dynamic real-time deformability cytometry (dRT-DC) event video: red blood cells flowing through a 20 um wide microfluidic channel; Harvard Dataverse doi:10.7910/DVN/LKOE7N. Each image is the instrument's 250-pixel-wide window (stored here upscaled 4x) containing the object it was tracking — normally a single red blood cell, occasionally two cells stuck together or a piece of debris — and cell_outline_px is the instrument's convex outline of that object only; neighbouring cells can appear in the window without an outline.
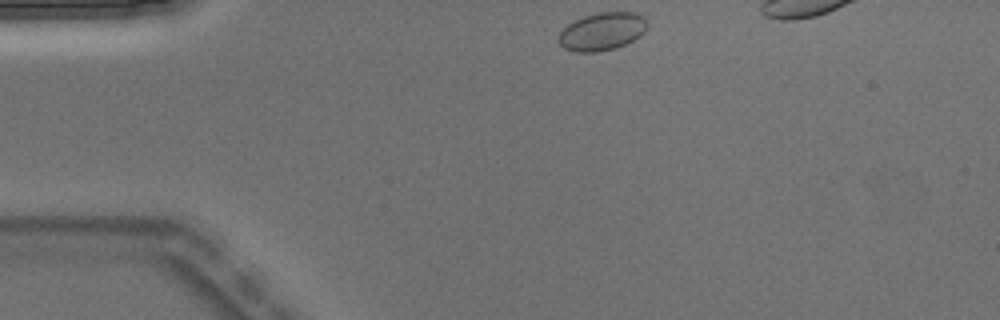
{"species": "Egyptian fruit bat (a non-hibernating species)", "species_latin": "Rousettus aegyptiacus", "temperature_condition": "warm", "stored_images_in_passage": 3, "camera_frame_rate_fps": 3000, "um_per_image_px": 0.085, "animal": {"sex": "male"}, "frame": {"image": 1, "passage_image": 1, "time_ms": 0.0, "image_size_px": [1000, 320], "cell_outline_px": [[648, 24], [644, 32], [640, 36], [616, 48], [596, 52], [576, 52], [564, 48], [556, 40], [560, 32], [568, 24], [584, 16], [596, 12], [636, 12], [644, 16]], "centroid_in_image_um": [51.18, 2.67], "position_along_channel_um": 33.8, "area_um2": 19.65}}